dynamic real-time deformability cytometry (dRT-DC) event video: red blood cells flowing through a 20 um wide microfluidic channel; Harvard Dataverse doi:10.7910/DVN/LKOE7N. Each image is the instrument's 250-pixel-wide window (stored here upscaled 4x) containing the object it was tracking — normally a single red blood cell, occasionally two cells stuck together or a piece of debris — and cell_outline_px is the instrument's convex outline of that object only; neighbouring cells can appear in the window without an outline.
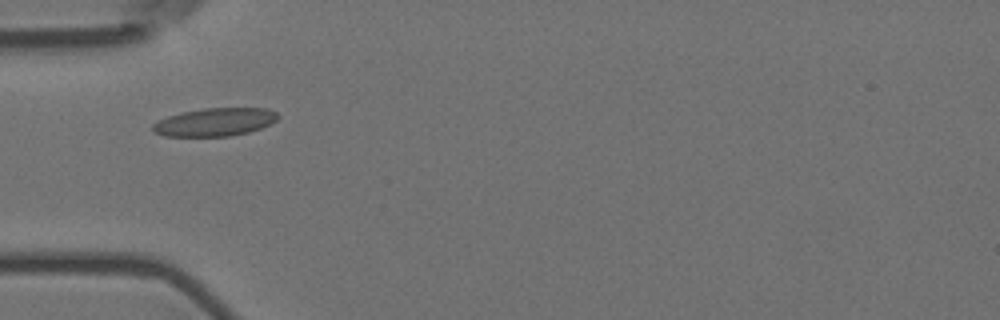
{"species": "Egyptian fruit bat (a non-hibernating species)", "species_latin": "Rousettus aegyptiacus", "temperature_condition": "room temperature", "stored_images_in_passage": 2, "camera_frame_rate_fps": 3000, "um_per_image_px": 0.085, "animal": {"sex": "female"}, "frame": {"image": 1, "passage_image": 1, "time_ms": 0.0, "image_size_px": [1000, 320], "cell_outline_px": [[280, 116], [276, 120], [260, 128], [248, 132], [232, 136], [164, 136], [152, 132], [152, 124], [168, 116], [184, 112], [204, 108], [268, 108], [276, 112]], "centroid_in_image_um": [18.26, 10.37], "position_along_channel_um": 66.7, "area_um2": 20.4}}
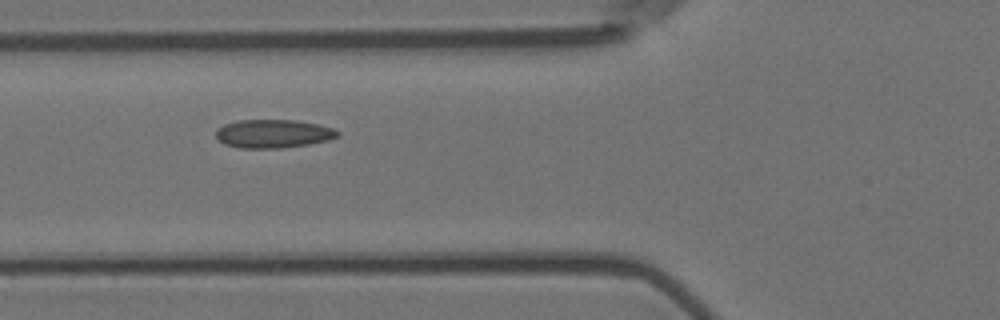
{"frame": {"image": 2, "passage_image": 2, "time_ms": 0.333, "image_size_px": [1000, 320], "cell_outline_px": [[340, 136], [328, 140], [308, 144], [280, 148], [240, 148], [224, 144], [216, 136], [216, 132], [224, 124], [236, 120], [296, 120], [316, 124], [332, 128], [340, 132]], "centroid_in_image_um": [23.23, 11.36], "position_along_channel_um": 102.6, "area_um2": 20.06}}